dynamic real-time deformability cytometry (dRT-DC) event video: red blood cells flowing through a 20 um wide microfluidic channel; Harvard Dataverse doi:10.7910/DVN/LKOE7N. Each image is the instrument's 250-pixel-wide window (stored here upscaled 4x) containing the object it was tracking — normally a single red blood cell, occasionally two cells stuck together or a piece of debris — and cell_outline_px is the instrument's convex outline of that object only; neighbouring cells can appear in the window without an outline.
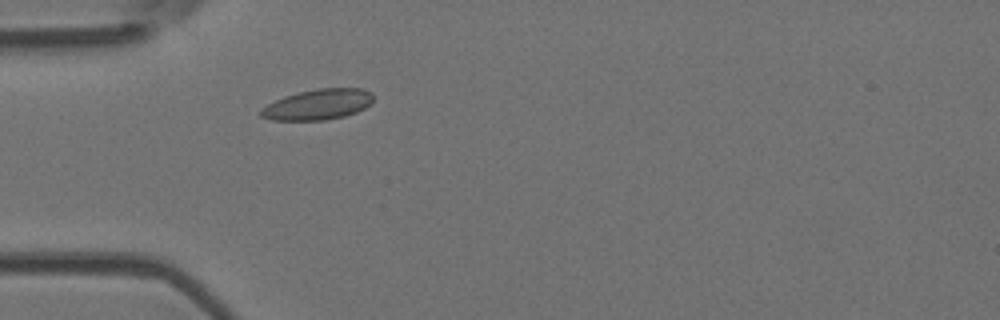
{"species": "Egyptian fruit bat (a non-hibernating species)", "species_latin": "Rousettus aegyptiacus", "temperature_condition": "room temperature", "stored_images_in_passage": 27, "camera_frame_rate_fps": 3000, "um_per_image_px": 0.085, "animal": {"sex": "female"}, "frame": {"image": 1, "passage_image": 1, "time_ms": 0.0, "image_size_px": [1000, 320], "cell_outline_px": [[372, 100], [364, 108], [356, 112], [344, 116], [324, 120], [272, 120], [260, 116], [260, 108], [284, 96], [316, 88], [360, 88], [372, 92]], "centroid_in_image_um": [27.0, 8.88], "position_along_channel_um": 58.0, "area_um2": 19.88}}
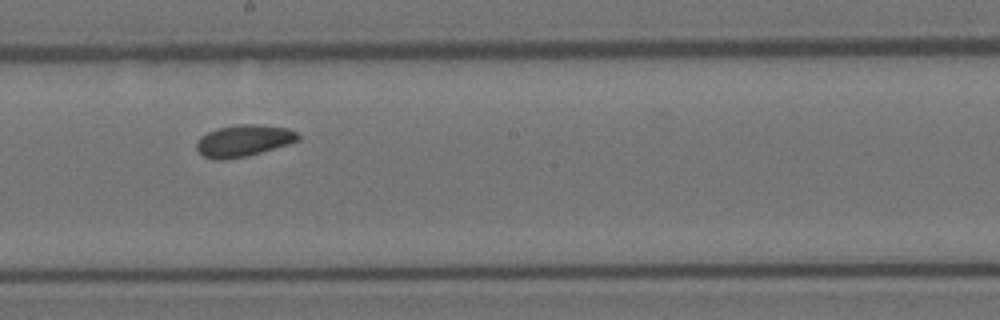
{"frame": {"image": 2, "passage_image": 15, "time_ms": 4.667, "image_size_px": [1000, 320], "cell_outline_px": [[300, 140], [288, 144], [260, 152], [244, 156], [224, 160], [216, 160], [204, 156], [196, 148], [196, 144], [200, 136], [216, 128], [240, 124], [256, 124], [288, 128], [296, 132], [300, 136]], "centroid_in_image_um": [20.7, 11.95], "position_along_channel_um": 227.5, "area_um2": 18.61}}
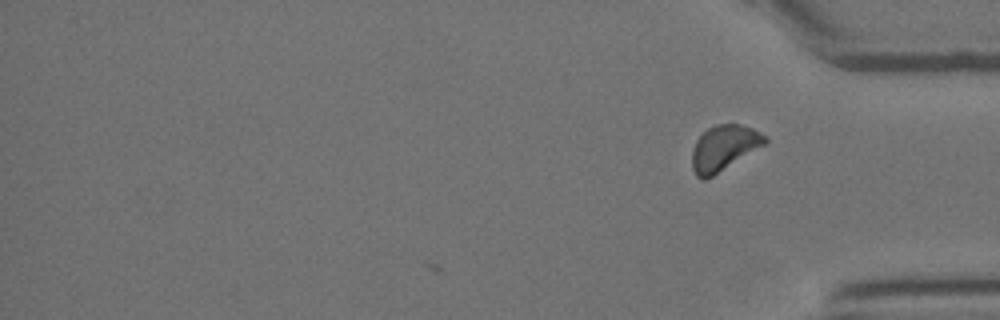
{"frame": {"image": 3, "passage_image": 27, "time_ms": 8.667, "image_size_px": [1000, 320], "cell_outline_px": [[768, 140], [764, 144], [712, 176], [704, 180], [696, 176], [692, 168], [692, 152], [696, 140], [708, 128], [716, 124], [740, 124], [752, 128], [768, 136]], "centroid_in_image_um": [61.52, 12.56], "position_along_channel_um": 373.7, "area_um2": 18.96}, "authors_computed_cell_mechanics": {"area_um2": 18.6116, "velocity_mm_per_s": 3.7243, "shape_relaxation_time_tau1_ms": 1.9011, "shape_relaxation_time_tau2_ms": 7.1097, "deformation_change_tau1": 0.0523, "deformation_change_tau2": 0.0931}}